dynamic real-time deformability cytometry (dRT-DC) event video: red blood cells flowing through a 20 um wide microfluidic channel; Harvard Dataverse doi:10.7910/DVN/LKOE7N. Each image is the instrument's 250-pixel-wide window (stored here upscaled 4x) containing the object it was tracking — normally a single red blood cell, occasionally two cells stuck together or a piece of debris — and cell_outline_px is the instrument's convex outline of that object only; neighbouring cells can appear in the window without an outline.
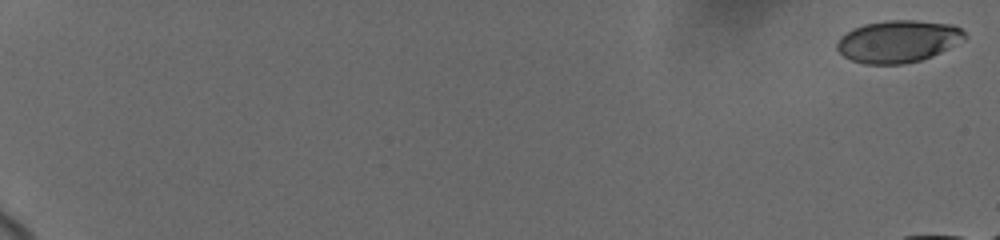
{"species": "human", "species_latin": "Homo sapiens", "temperature_condition": "cold", "stored_images_in_passage": 9, "camera_frame_rate_fps": 3000, "um_per_image_px": 0.085, "donor": {"sex": "female"}, "frame": {"image": 1, "passage_image": 1, "time_ms": 0.0, "image_size_px": [1000, 240], "cell_outline_px": [[968, 36], [964, 40], [932, 56], [920, 60], [900, 64], [864, 64], [852, 60], [844, 56], [836, 48], [836, 44], [840, 36], [852, 28], [864, 24], [888, 20], [916, 20], [952, 24], [960, 28]], "centroid_in_image_um": [76.33, 3.5], "position_along_channel_um": 8.7, "area_um2": 31.44}}
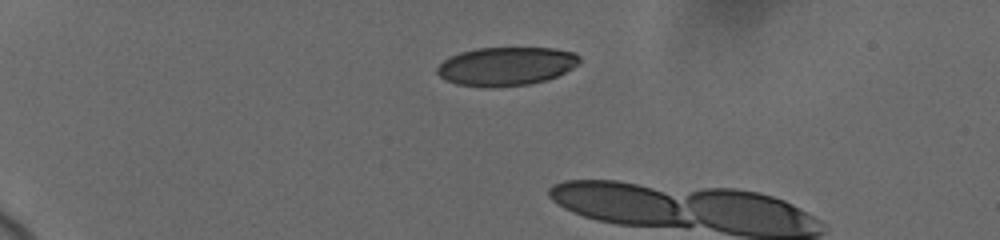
{"frame": {"image": 2, "passage_image": 7, "time_ms": 5.333, "image_size_px": [1000, 240], "cell_outline_px": [[580, 64], [548, 80], [528, 84], [488, 88], [484, 88], [456, 84], [444, 80], [436, 72], [436, 68], [448, 56], [460, 52], [476, 48], [552, 48], [576, 52], [580, 56]], "centroid_in_image_um": [43.01, 5.63], "position_along_channel_um": 42.0, "area_um2": 32.37}}